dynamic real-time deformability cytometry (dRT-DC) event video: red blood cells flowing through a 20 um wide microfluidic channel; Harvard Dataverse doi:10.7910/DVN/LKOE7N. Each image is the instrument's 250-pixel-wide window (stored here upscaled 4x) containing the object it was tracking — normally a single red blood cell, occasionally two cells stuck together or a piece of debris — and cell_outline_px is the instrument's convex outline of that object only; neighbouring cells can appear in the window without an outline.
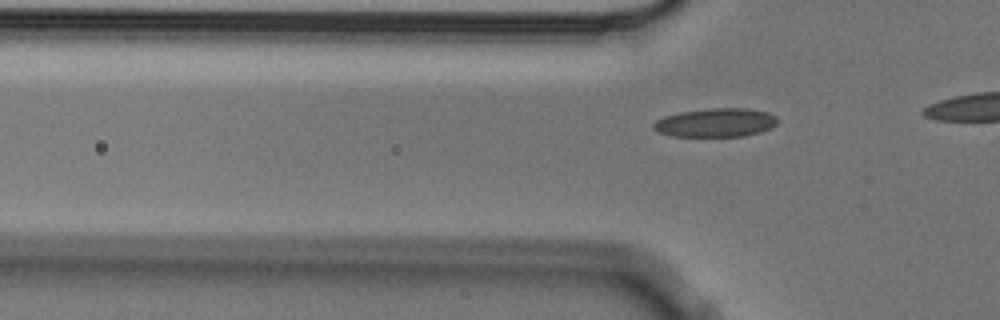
{"species": "Egyptian fruit bat (a non-hibernating species)", "species_latin": "Rousettus aegyptiacus", "temperature_condition": "cold", "stored_images_in_passage": 7, "segment_of_instrument_passage": [2, 2], "camera_frame_rate_fps": 3000, "um_per_image_px": 0.085, "animal": {"sex": "male"}, "frame": {"image": 1, "passage_image": 7, "time_ms": 2.0, "image_size_px": [1000, 320], "cell_outline_px": [[780, 120], [772, 128], [760, 132], [744, 136], [672, 136], [660, 132], [652, 128], [652, 124], [656, 120], [664, 116], [680, 112], [708, 108], [748, 108], [768, 112], [776, 116]], "centroid_in_image_um": [60.87, 10.41], "position_along_channel_um": 64.9, "area_um2": 20.92}}